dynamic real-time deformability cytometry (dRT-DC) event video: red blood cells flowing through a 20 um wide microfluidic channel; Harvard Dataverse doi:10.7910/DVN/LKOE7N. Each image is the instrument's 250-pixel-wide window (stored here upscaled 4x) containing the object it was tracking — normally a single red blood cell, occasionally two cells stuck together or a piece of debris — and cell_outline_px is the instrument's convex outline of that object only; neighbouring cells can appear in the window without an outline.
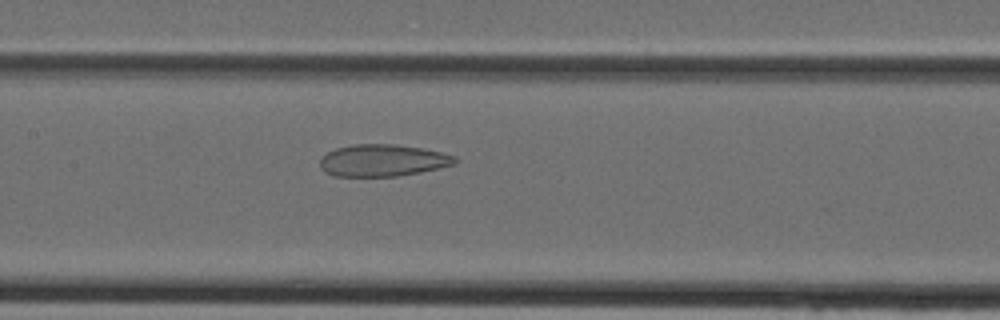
{"species": "Egyptian fruit bat (a non-hibernating species)", "species_latin": "Rousettus aegyptiacus", "temperature_condition": "cold", "stored_images_in_passage": 29, "camera_frame_rate_fps": 3000, "um_per_image_px": 0.085, "animal": {"sex": "female"}, "frame": {"image": 1, "passage_image": 9, "time_ms": 2.667, "image_size_px": [1000, 320], "cell_outline_px": [[460, 160], [456, 164], [420, 172], [396, 176], [332, 176], [324, 172], [320, 168], [320, 156], [336, 148], [356, 144], [396, 144], [420, 148], [440, 152], [456, 156]], "centroid_in_image_um": [32.52, 13.64], "position_along_channel_um": 174.9, "area_um2": 25.26}}
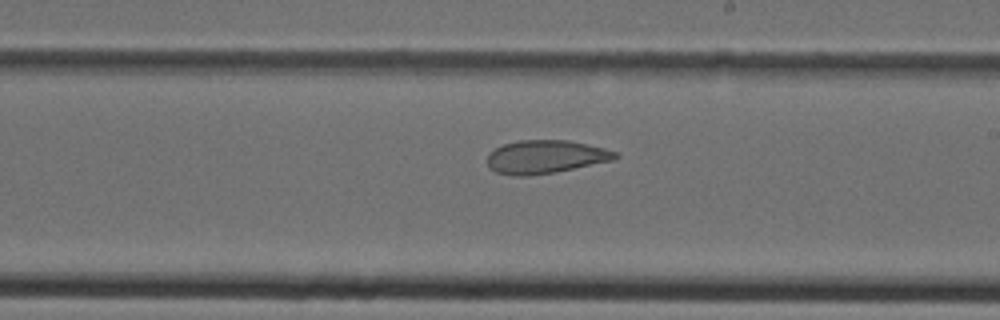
{"frame": {"image": 2, "passage_image": 13, "time_ms": 4.0, "image_size_px": [1000, 320], "cell_outline_px": [[620, 156], [612, 160], [556, 172], [528, 176], [512, 176], [496, 172], [488, 168], [488, 152], [504, 144], [520, 140], [568, 140], [604, 148], [616, 152]], "centroid_in_image_um": [46.33, 13.34], "position_along_channel_um": 242.7, "area_um2": 24.8}}
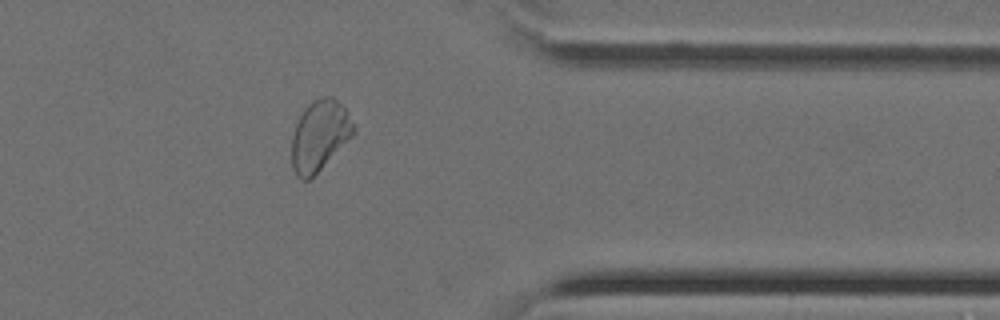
{"frame": {"image": 3, "passage_image": 22, "time_ms": 7.0, "image_size_px": [1000, 320], "cell_outline_px": [[356, 132], [308, 180], [300, 180], [296, 176], [292, 168], [292, 136], [296, 124], [304, 108], [312, 100], [320, 96], [332, 96], [344, 104], [356, 128]], "centroid_in_image_um": [27.17, 11.47], "position_along_channel_um": 384.2, "area_um2": 25.43}}